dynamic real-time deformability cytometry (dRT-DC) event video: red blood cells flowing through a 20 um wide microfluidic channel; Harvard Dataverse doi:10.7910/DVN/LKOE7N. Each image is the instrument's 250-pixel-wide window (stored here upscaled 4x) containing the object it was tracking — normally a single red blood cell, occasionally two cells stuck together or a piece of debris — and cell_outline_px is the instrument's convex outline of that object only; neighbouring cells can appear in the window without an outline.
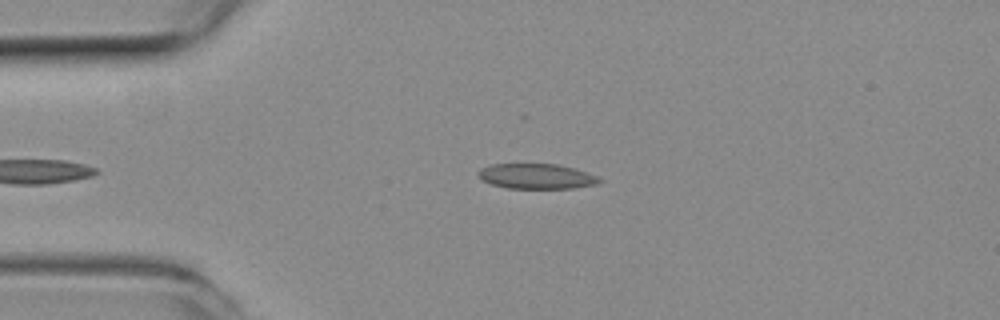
{"species": "common noctule bat (a hibernating species)", "species_latin": "Nyctalus noctula", "temperature_condition": "room temperature", "stored_images_in_passage": 39, "camera_frame_rate_fps": 3000, "um_per_image_px": 0.085, "animal": {"sex": "female", "body_mass_g": 19.3, "forearm_length_mm": 54.1}, "frame": {"image": 1, "passage_image": 4, "time_ms": 1.0, "image_size_px": [1000, 320], "cell_outline_px": [[604, 180], [596, 184], [572, 188], [508, 188], [492, 184], [484, 180], [476, 172], [480, 168], [492, 164], [556, 164], [576, 168], [596, 176]], "centroid_in_image_um": [45.61, 14.97], "position_along_channel_um": 39.4, "area_um2": 17.63}}
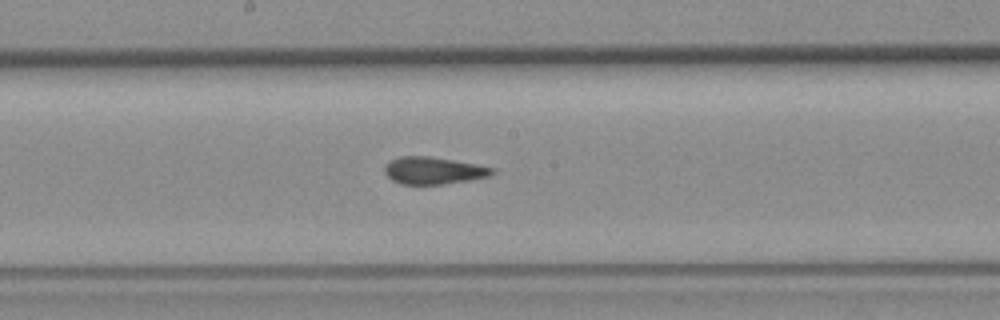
{"frame": {"image": 2, "passage_image": 19, "time_ms": 6.0, "image_size_px": [1000, 320], "cell_outline_px": [[496, 172], [492, 176], [472, 180], [444, 184], [400, 184], [392, 180], [384, 172], [384, 168], [392, 160], [400, 156], [428, 156], [476, 164], [496, 168]], "centroid_in_image_um": [36.91, 14.51], "position_along_channel_um": 211.3, "area_um2": 17.11}}
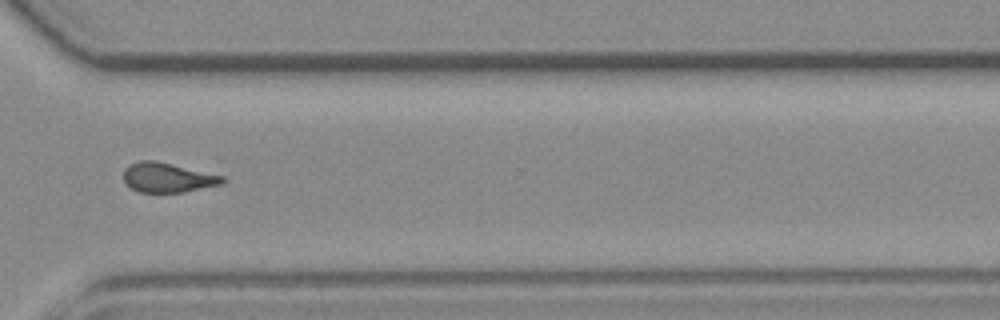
{"frame": {"image": 3, "passage_image": 30, "time_ms": 9.667, "image_size_px": [1000, 320], "cell_outline_px": [[228, 180], [224, 184], [184, 192], [140, 192], [132, 188], [124, 180], [124, 168], [140, 160], [152, 160], [224, 176]], "centroid_in_image_um": [14.3, 15.1], "position_along_channel_um": 356.3, "area_um2": 16.88}, "authors_computed_cell_mechanics": {"area_um2": 17.4556, "velocity_mm_per_s": 3.9534, "shape_relaxation_time_tau1_ms": 8.7005, "shape_relaxation_time_tau2_ms": 1.5649, "deformation_change_tau1": 0.1817, "deformation_change_tau2": 0.0833}}